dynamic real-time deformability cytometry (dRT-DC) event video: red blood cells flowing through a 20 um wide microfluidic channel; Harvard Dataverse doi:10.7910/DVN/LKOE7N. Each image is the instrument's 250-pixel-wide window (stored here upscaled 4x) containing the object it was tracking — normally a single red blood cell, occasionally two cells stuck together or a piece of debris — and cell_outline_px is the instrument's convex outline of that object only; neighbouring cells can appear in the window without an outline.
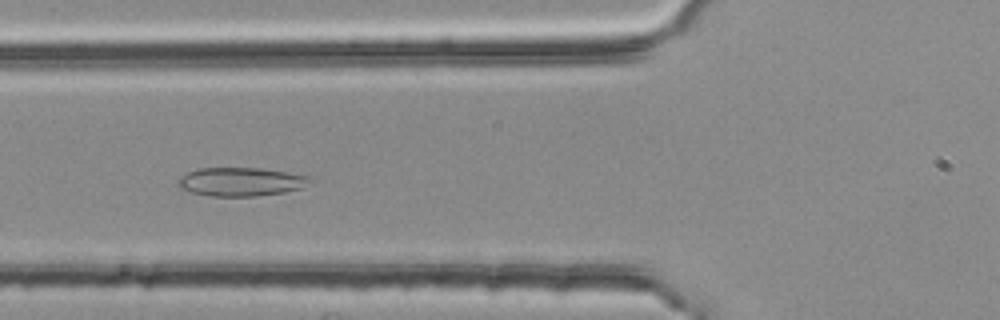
{"species": "common noctule bat (a hibernating species)", "species_latin": "Nyctalus noctula", "temperature_condition": "room temperature", "stored_images_in_passage": 51, "camera_frame_rate_fps": 3000, "um_per_image_px": 0.085, "animal": {"sex": "female", "body_mass_g": 25.1}, "frame": {"image": 1, "passage_image": 20, "time_ms": 6.333, "image_size_px": [1000, 320], "cell_outline_px": [[312, 180], [304, 188], [284, 192], [256, 196], [212, 196], [192, 192], [180, 188], [176, 184], [180, 176], [196, 168], [260, 168], [288, 172], [308, 176]], "centroid_in_image_um": [20.47, 15.44], "position_along_channel_um": 105.3, "area_um2": 22.08}}
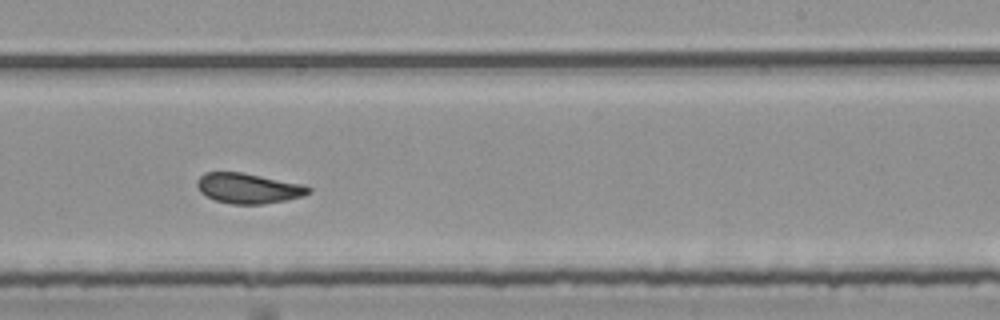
{"frame": {"image": 2, "passage_image": 33, "time_ms": 10.667, "image_size_px": [1000, 320], "cell_outline_px": [[312, 192], [304, 196], [288, 200], [264, 204], [232, 204], [216, 200], [200, 192], [196, 184], [200, 176], [204, 172], [244, 172], [304, 184], [312, 188]], "centroid_in_image_um": [21.17, 16.0], "position_along_channel_um": 267.8, "area_um2": 19.88}}
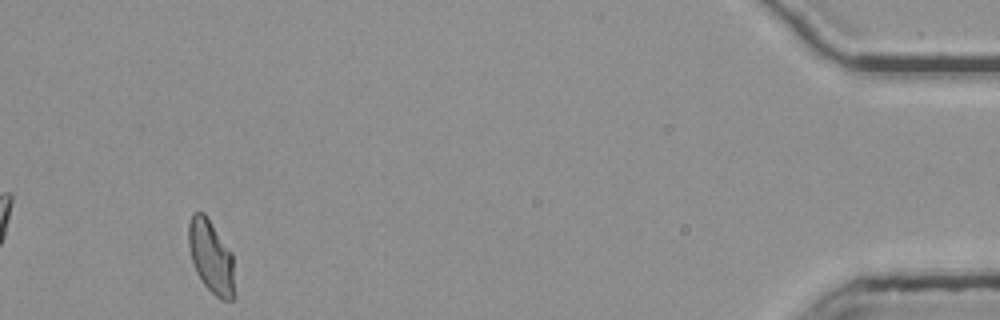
{"frame": {"image": 3, "passage_image": 51, "time_ms": 16.667, "image_size_px": [1000, 320], "cell_outline_px": [[232, 300], [220, 300], [200, 280], [196, 272], [188, 248], [188, 224], [192, 212], [204, 212], [232, 252]], "centroid_in_image_um": [17.89, 21.76], "position_along_channel_um": 417.3, "area_um2": 19.31}, "authors_computed_cell_mechanics": {"area_um2": 20.3456, "velocity_mm_per_s": 3.7568, "shape_relaxation_time_tau1_ms": null, "shape_relaxation_time_tau2_ms": 1.1803, "deformation_change_tau1": null, "deformation_change_tau2": 0.0815}}